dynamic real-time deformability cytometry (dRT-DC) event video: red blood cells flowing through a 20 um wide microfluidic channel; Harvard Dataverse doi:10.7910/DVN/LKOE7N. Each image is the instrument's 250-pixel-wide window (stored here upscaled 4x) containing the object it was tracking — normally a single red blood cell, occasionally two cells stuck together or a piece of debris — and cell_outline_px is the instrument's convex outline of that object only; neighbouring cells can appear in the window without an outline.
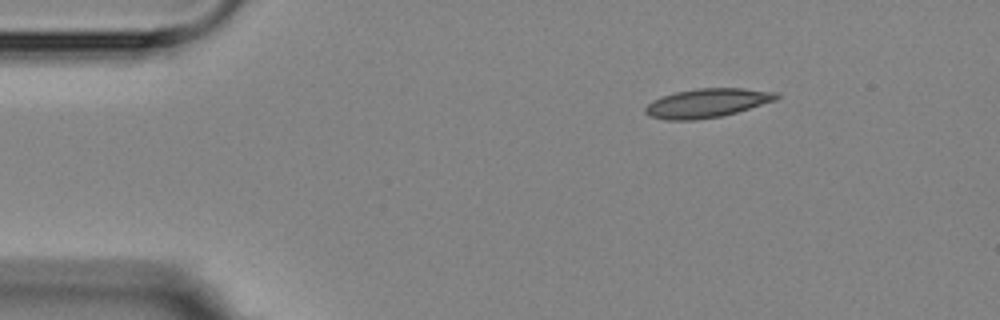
{"species": "Egyptian fruit bat (a non-hibernating species)", "species_latin": "Rousettus aegyptiacus", "temperature_condition": "room temperature", "stored_images_in_passage": 5, "camera_frame_rate_fps": 3000, "um_per_image_px": 0.085, "animal": {"sex": "female"}, "frame": {"image": 1, "passage_image": 1, "time_ms": 0.0, "image_size_px": [1000, 320], "cell_outline_px": [[780, 96], [776, 100], [736, 112], [720, 116], [696, 120], [664, 120], [648, 116], [644, 112], [644, 108], [652, 100], [660, 96], [676, 92], [696, 88], [744, 88], [776, 92]], "centroid_in_image_um": [60.05, 8.76], "position_along_channel_um": 25.0, "area_um2": 22.2}}
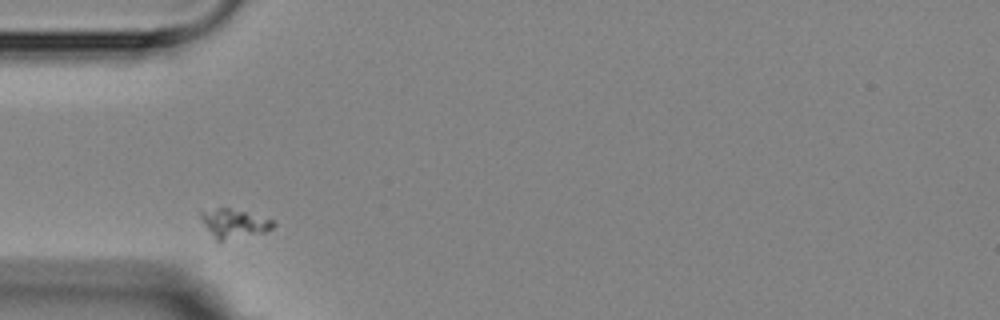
{"frame": {"image": 2, "passage_image": 4, "time_ms": 3.667, "image_size_px": [1000, 320], "cell_outline_px": [[276, 224], [268, 232], [220, 240], [216, 240], [204, 224], [200, 216], [200, 208], [228, 208], [244, 212], [272, 220]], "centroid_in_image_um": [19.86, 18.97], "position_along_channel_um": 65.1, "area_um2": 11.96}}
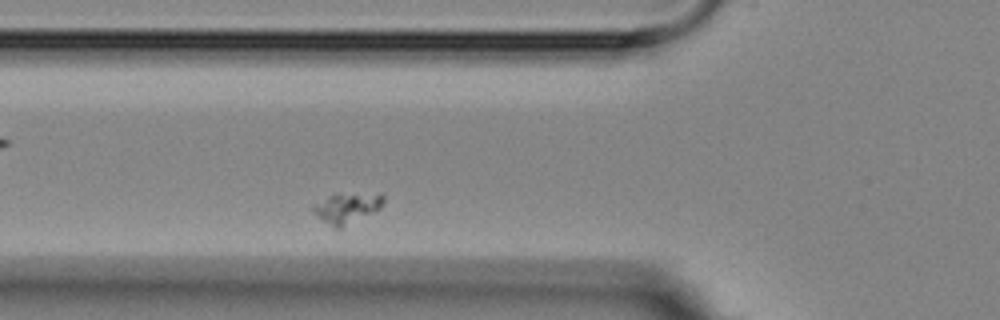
{"frame": {"image": 3, "passage_image": 5, "time_ms": 4.667, "image_size_px": [1000, 320], "cell_outline_px": [[384, 200], [380, 208], [340, 228], [336, 228], [324, 220], [312, 208], [312, 204], [328, 196], [380, 192], [384, 196]], "centroid_in_image_um": [29.54, 17.64], "position_along_channel_um": 96.3, "area_um2": 11.85}}